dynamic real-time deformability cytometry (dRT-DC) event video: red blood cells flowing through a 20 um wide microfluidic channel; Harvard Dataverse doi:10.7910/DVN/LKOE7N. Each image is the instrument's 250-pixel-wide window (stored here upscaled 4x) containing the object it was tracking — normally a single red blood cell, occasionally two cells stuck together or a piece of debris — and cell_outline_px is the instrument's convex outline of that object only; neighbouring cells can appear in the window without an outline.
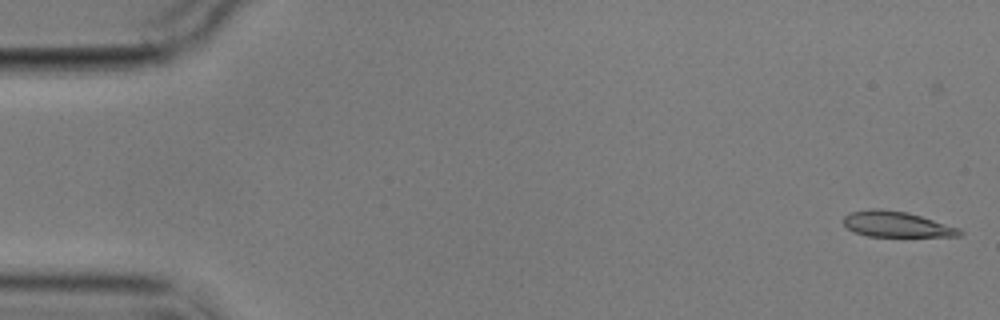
{"species": "common noctule bat (a hibernating species)", "species_latin": "Nyctalus noctula", "temperature_condition": "cold", "stored_images_in_passage": 6, "camera_frame_rate_fps": 3000, "um_per_image_px": 0.085, "animal": {"sex": "male", "body_mass_g": 17.9}, "frame": {"image": 1, "passage_image": 1, "time_ms": 0.0, "image_size_px": [1000, 320], "cell_outline_px": [[964, 232], [960, 236], [868, 236], [856, 232], [848, 228], [844, 224], [844, 216], [848, 212], [872, 208], [880, 208], [908, 212], [960, 228]], "centroid_in_image_um": [76.2, 19.05], "position_along_channel_um": 8.8, "area_um2": 17.34}}
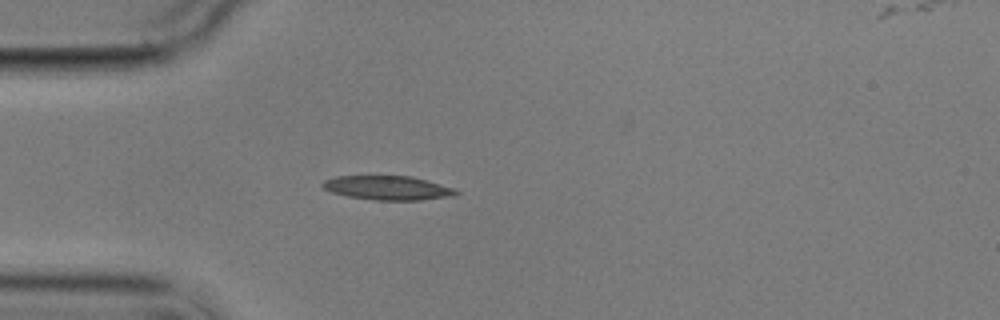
{"frame": {"image": 2, "passage_image": 5, "time_ms": 4.667, "image_size_px": [1000, 320], "cell_outline_px": [[460, 192], [452, 196], [420, 200], [376, 200], [348, 196], [332, 192], [324, 188], [320, 184], [324, 180], [336, 176], [368, 172], [412, 176], [456, 188]], "centroid_in_image_um": [32.9, 15.9], "position_along_channel_um": 52.1, "area_um2": 19.83}}